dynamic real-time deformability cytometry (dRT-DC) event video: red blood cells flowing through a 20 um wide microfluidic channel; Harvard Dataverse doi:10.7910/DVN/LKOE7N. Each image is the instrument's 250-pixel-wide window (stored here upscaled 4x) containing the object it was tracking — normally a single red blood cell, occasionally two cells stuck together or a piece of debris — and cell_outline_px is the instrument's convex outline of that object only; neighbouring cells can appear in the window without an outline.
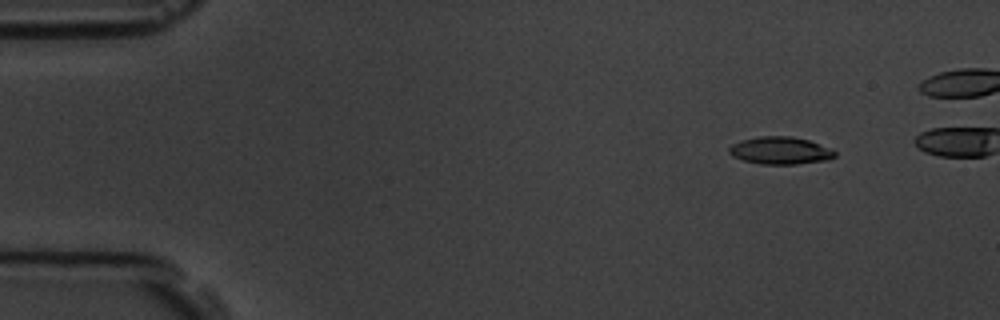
{"species": "common noctule bat (a hibernating species)", "species_latin": "Nyctalus noctula", "temperature_condition": "room temperature", "stored_images_in_passage": 7, "camera_frame_rate_fps": 3000, "um_per_image_px": 0.085, "animal": {"sex": "male", "body_mass_g": 19.5, "forearm_length_mm": 54.6}, "frame": {"image": 1, "passage_image": 1, "time_ms": 0.0, "image_size_px": [1000, 320], "cell_outline_px": [[836, 156], [828, 160], [796, 164], [760, 164], [744, 160], [732, 156], [728, 152], [728, 148], [732, 144], [740, 140], [760, 136], [792, 136], [808, 140], [832, 148], [836, 152]], "centroid_in_image_um": [66.33, 12.79], "position_along_channel_um": 18.7, "area_um2": 17.05}}
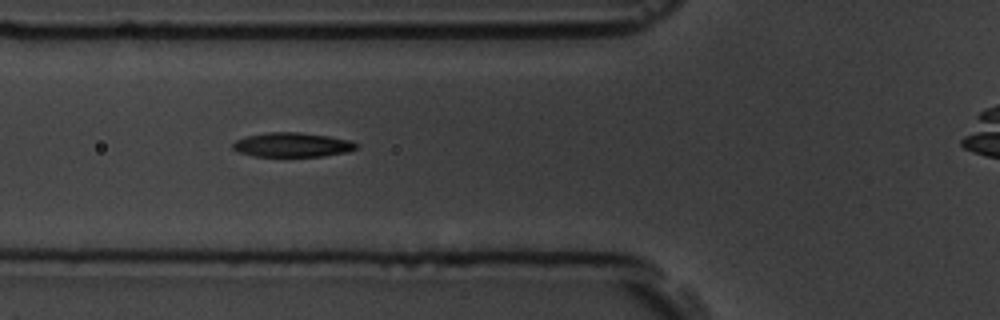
{"frame": {"image": 2, "passage_image": 5, "time_ms": 4.667, "image_size_px": [1000, 320], "cell_outline_px": [[360, 144], [356, 148], [348, 152], [324, 156], [252, 156], [240, 152], [232, 148], [232, 144], [236, 140], [248, 136], [268, 132], [300, 132], [328, 136], [352, 140]], "centroid_in_image_um": [24.89, 12.31], "position_along_channel_um": 100.9, "area_um2": 17.57}}
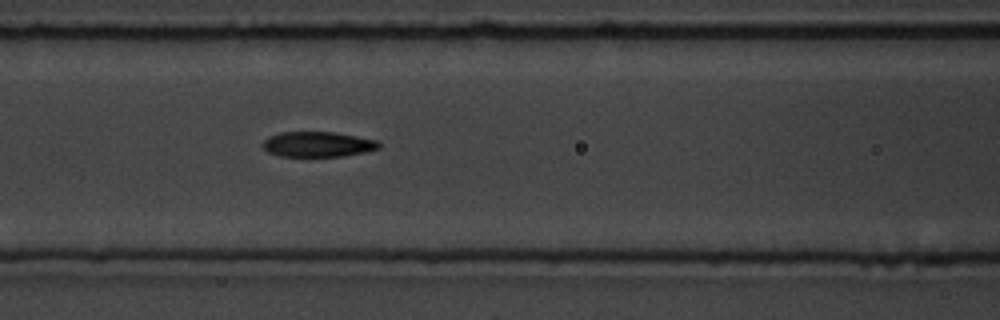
{"frame": {"image": 3, "passage_image": 6, "time_ms": 5.667, "image_size_px": [1000, 320], "cell_outline_px": [[380, 148], [364, 152], [344, 156], [280, 156], [268, 152], [260, 144], [268, 136], [280, 132], [332, 132], [380, 140]], "centroid_in_image_um": [27.0, 12.26], "position_along_channel_um": 139.6, "area_um2": 17.17}}